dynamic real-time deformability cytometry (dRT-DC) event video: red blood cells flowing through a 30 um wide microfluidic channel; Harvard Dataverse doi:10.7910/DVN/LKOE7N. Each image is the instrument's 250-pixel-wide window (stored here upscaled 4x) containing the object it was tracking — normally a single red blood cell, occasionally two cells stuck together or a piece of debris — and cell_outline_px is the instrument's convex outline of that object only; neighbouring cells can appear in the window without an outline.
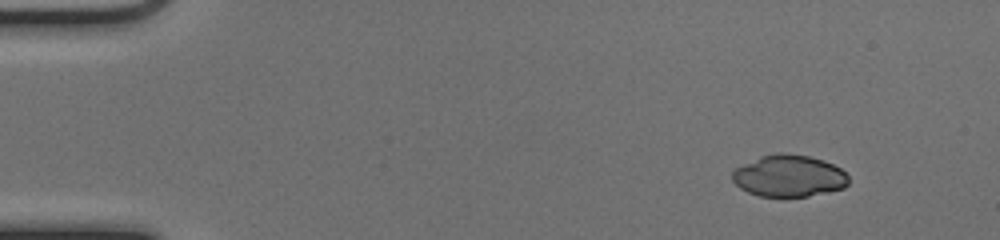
{"species": "common noctule bat (a hibernating species)", "species_latin": "Nyctalus noctula", "temperature_condition": "cold", "stored_images_in_passage": 47, "camera_frame_rate_fps": 3000, "um_per_image_px": 0.085, "animal": {"sex": "female", "body_mass_g": 17.0, "forearm_length_mm": 48.0}, "frame": {"image": 1, "passage_image": 1, "time_ms": 0.0, "image_size_px": [1000, 240], "cell_outline_px": [[848, 184], [844, 188], [808, 196], [760, 196], [748, 192], [740, 188], [732, 180], [732, 172], [736, 168], [760, 156], [776, 152], [784, 152], [808, 156], [824, 160], [840, 168], [848, 176]], "centroid_in_image_um": [67.05, 14.94], "position_along_channel_um": 17.9, "area_um2": 28.26}}